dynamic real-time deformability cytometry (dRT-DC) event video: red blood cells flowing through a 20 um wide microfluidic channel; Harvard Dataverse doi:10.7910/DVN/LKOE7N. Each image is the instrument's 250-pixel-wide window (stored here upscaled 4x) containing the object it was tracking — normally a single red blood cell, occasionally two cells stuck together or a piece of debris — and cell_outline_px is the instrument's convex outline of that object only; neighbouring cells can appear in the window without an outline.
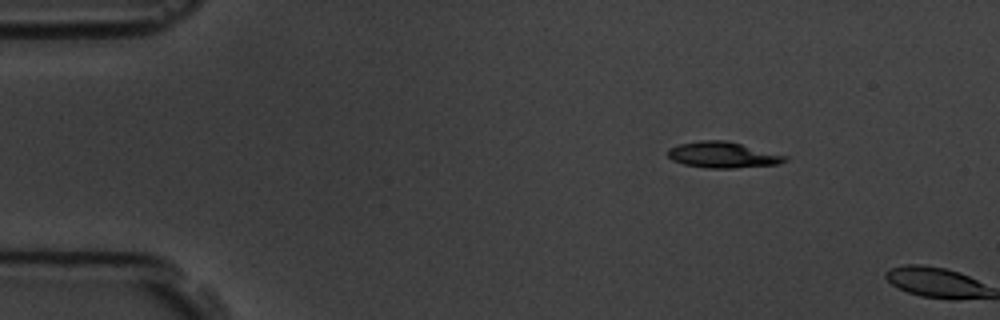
{"species": "common noctule bat (a hibernating species)", "species_latin": "Nyctalus noctula", "temperature_condition": "room temperature", "stored_images_in_passage": 2, "camera_frame_rate_fps": 3000, "um_per_image_px": 0.085, "animal": {"sex": "male", "body_mass_g": 19.5, "forearm_length_mm": 54.6}, "frame": {"image": 1, "passage_image": 1, "time_ms": 0.0, "image_size_px": [1000, 320], "cell_outline_px": [[788, 160], [780, 164], [732, 168], [708, 168], [684, 164], [672, 160], [668, 156], [668, 148], [680, 144], [700, 140], [728, 140], [788, 156]], "centroid_in_image_um": [61.46, 13.16], "position_along_channel_um": 23.5, "area_um2": 17.8}}